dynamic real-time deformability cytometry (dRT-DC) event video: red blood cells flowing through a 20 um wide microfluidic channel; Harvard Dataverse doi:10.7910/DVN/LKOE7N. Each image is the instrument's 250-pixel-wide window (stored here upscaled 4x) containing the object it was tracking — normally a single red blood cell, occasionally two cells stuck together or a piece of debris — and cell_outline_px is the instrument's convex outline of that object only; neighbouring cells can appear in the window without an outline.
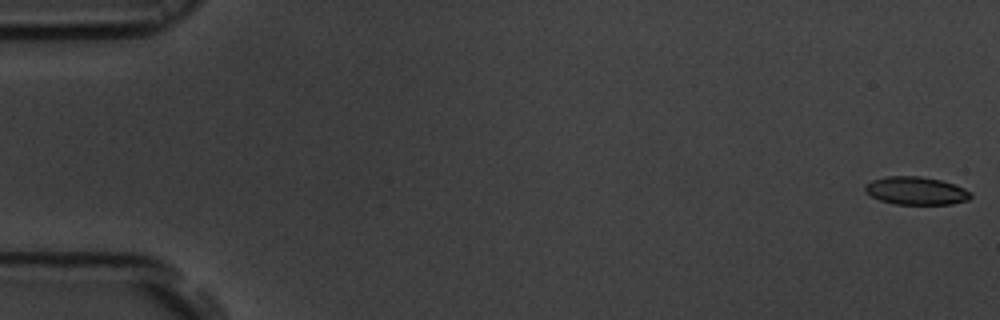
{"species": "common noctule bat (a hibernating species)", "species_latin": "Nyctalus noctula", "temperature_condition": "room temperature", "stored_images_in_passage": 9, "camera_frame_rate_fps": 3000, "um_per_image_px": 0.085, "animal": {"sex": "male", "body_mass_g": 19.5, "forearm_length_mm": 54.6}, "frame": {"image": 1, "passage_image": 1, "time_ms": 0.0, "image_size_px": [1000, 320], "cell_outline_px": [[972, 196], [968, 200], [952, 204], [896, 204], [880, 200], [864, 192], [864, 184], [872, 180], [888, 176], [920, 176], [940, 180], [964, 188], [972, 192]], "centroid_in_image_um": [77.85, 16.21], "position_along_channel_um": 7.1, "area_um2": 17.22}}